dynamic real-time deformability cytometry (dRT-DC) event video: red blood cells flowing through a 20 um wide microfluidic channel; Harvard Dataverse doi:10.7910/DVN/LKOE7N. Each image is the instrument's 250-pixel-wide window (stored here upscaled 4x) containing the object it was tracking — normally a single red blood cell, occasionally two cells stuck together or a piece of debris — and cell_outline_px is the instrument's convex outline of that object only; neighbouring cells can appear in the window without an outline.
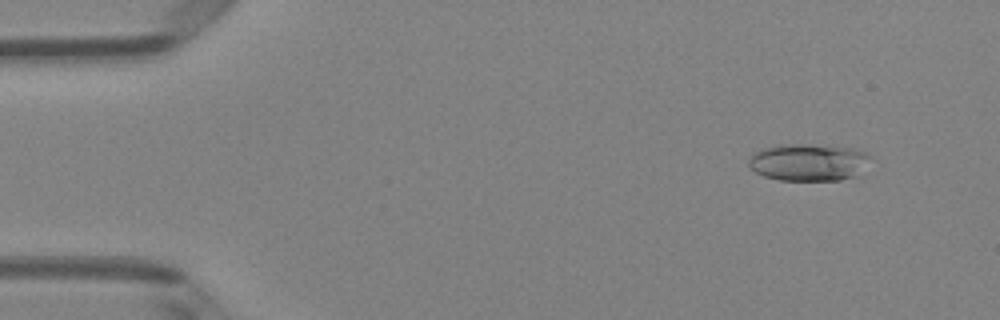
{"species": "Egyptian fruit bat (a non-hibernating species)", "species_latin": "Rousettus aegyptiacus", "temperature_condition": "room temperature", "stored_images_in_passage": 48, "segment_of_instrument_passage": [1, 2], "camera_frame_rate_fps": 3000, "um_per_image_px": 0.085, "animal": {"sex": "female"}, "frame": {"image": 1, "passage_image": 1, "time_ms": 0.0, "image_size_px": [1000, 320], "cell_outline_px": [[868, 156], [856, 176], [840, 180], [780, 180], [764, 176], [748, 168], [748, 156], [764, 148], [776, 144], [800, 144], [852, 148], [864, 152]], "centroid_in_image_um": [68.6, 13.79], "position_along_channel_um": 16.4, "area_um2": 25.95}}
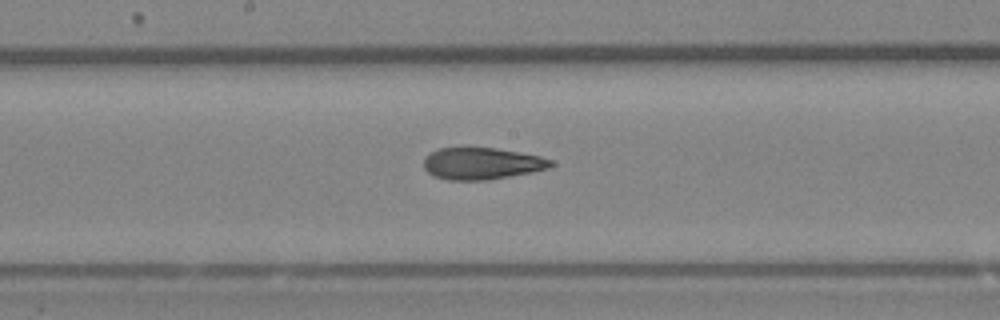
{"frame": {"image": 2, "passage_image": 23, "time_ms": 7.333, "image_size_px": [1000, 320], "cell_outline_px": [[556, 164], [548, 168], [532, 172], [488, 180], [448, 180], [432, 176], [424, 168], [424, 156], [440, 148], [496, 148], [520, 152], [540, 156], [552, 160]], "centroid_in_image_um": [40.96, 13.9], "position_along_channel_um": 207.2, "area_um2": 23.64}}
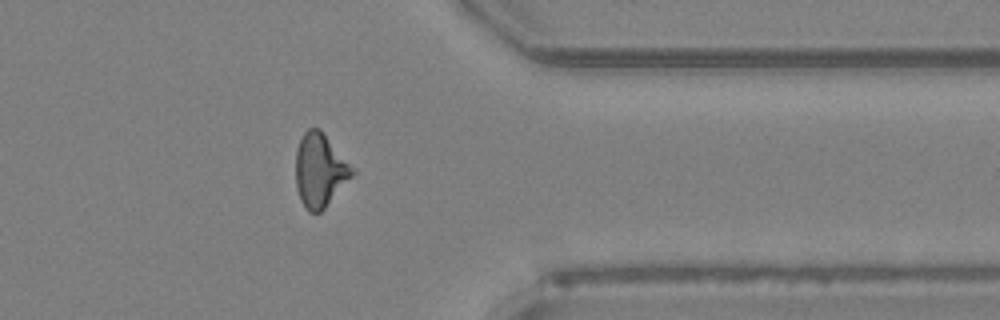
{"frame": {"image": 3, "passage_image": 37, "time_ms": 12.0, "image_size_px": [1000, 320], "cell_outline_px": [[356, 172], [324, 208], [320, 212], [308, 212], [304, 208], [300, 200], [296, 188], [296, 152], [300, 140], [304, 132], [308, 128], [320, 128], [356, 168]], "centroid_in_image_um": [27.21, 14.46], "position_along_channel_um": 384.2, "area_um2": 24.45}}